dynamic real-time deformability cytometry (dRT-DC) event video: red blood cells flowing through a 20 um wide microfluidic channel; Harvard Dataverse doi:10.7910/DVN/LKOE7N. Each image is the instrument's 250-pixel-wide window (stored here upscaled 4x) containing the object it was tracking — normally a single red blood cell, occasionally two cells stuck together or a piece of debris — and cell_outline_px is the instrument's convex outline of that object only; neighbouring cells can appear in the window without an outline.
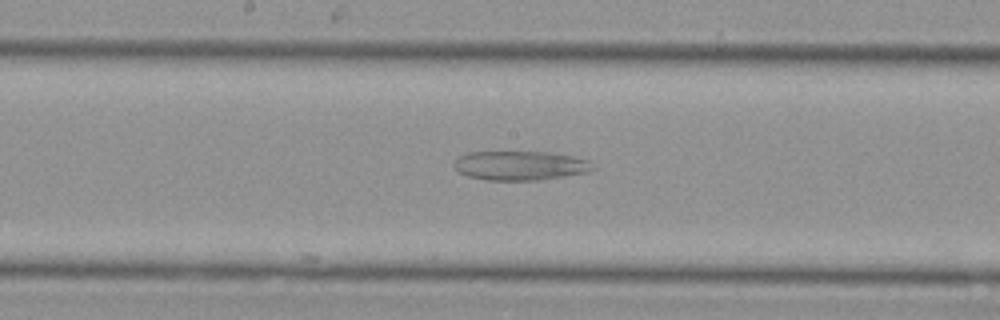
{"species": "Egyptian fruit bat (a non-hibernating species)", "species_latin": "Rousettus aegyptiacus", "temperature_condition": "cold", "stored_images_in_passage": 36, "camera_frame_rate_fps": 3000, "um_per_image_px": 0.085, "animal": {"sex": "female"}, "frame": {"image": 1, "passage_image": 14, "time_ms": 4.333, "image_size_px": [1000, 320], "cell_outline_px": [[596, 168], [592, 172], [540, 180], [484, 180], [468, 176], [460, 172], [452, 164], [460, 156], [468, 152], [548, 152], [572, 156], [588, 160]], "centroid_in_image_um": [44.26, 14.08], "position_along_channel_um": 203.9, "area_um2": 23.76}}
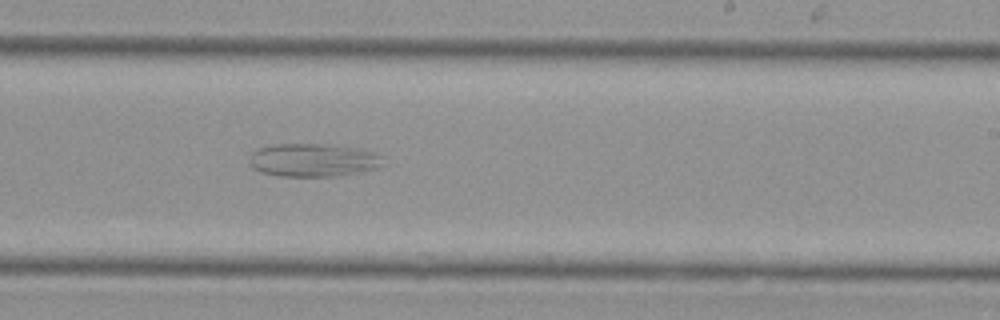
{"frame": {"image": 2, "passage_image": 18, "time_ms": 5.667, "image_size_px": [1000, 320], "cell_outline_px": [[384, 164], [376, 168], [336, 176], [284, 176], [260, 172], [252, 168], [252, 152], [260, 148], [272, 144], [324, 144], [364, 148], [384, 156]], "centroid_in_image_um": [26.69, 13.59], "position_along_channel_um": 262.3, "area_um2": 25.84}}
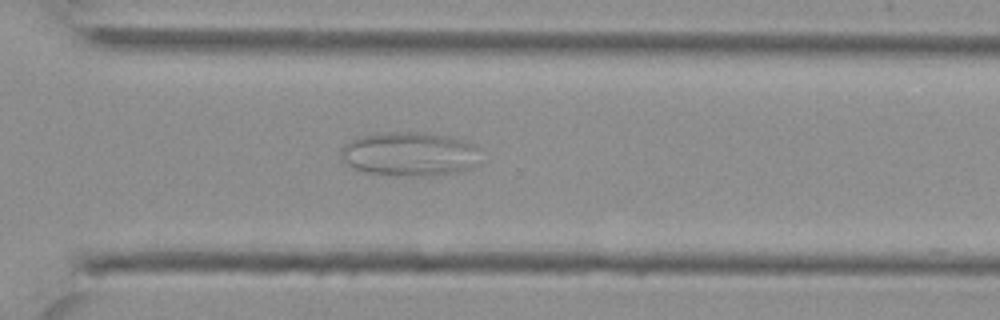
{"frame": {"image": 3, "passage_image": 23, "time_ms": 7.333, "image_size_px": [1000, 320], "cell_outline_px": [[484, 160], [480, 164], [472, 168], [460, 172], [428, 176], [396, 176], [368, 172], [352, 168], [340, 160], [340, 148], [344, 144], [360, 136], [376, 132], [420, 132], [444, 136], [460, 140], [472, 144], [480, 148]], "centroid_in_image_um": [34.85, 13.11], "position_along_channel_um": 335.8, "area_um2": 36.76}}